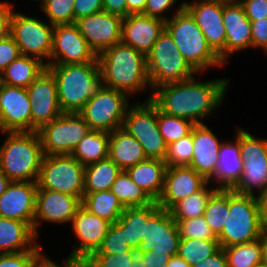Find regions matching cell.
<instances>
[{
  "label": "cell",
  "instance_id": "cell-14",
  "mask_svg": "<svg viewBox=\"0 0 267 267\" xmlns=\"http://www.w3.org/2000/svg\"><path fill=\"white\" fill-rule=\"evenodd\" d=\"M180 239L177 223L170 212L158 207L147 219L144 238L136 252L177 256Z\"/></svg>",
  "mask_w": 267,
  "mask_h": 267
},
{
  "label": "cell",
  "instance_id": "cell-64",
  "mask_svg": "<svg viewBox=\"0 0 267 267\" xmlns=\"http://www.w3.org/2000/svg\"><path fill=\"white\" fill-rule=\"evenodd\" d=\"M207 1L219 2L223 4H234L238 3L240 0H207Z\"/></svg>",
  "mask_w": 267,
  "mask_h": 267
},
{
  "label": "cell",
  "instance_id": "cell-3",
  "mask_svg": "<svg viewBox=\"0 0 267 267\" xmlns=\"http://www.w3.org/2000/svg\"><path fill=\"white\" fill-rule=\"evenodd\" d=\"M47 69L56 80L63 112L78 113L102 85L99 62L49 64Z\"/></svg>",
  "mask_w": 267,
  "mask_h": 267
},
{
  "label": "cell",
  "instance_id": "cell-7",
  "mask_svg": "<svg viewBox=\"0 0 267 267\" xmlns=\"http://www.w3.org/2000/svg\"><path fill=\"white\" fill-rule=\"evenodd\" d=\"M146 60L152 89L163 84L187 80L197 73L182 56L166 29L159 35Z\"/></svg>",
  "mask_w": 267,
  "mask_h": 267
},
{
  "label": "cell",
  "instance_id": "cell-6",
  "mask_svg": "<svg viewBox=\"0 0 267 267\" xmlns=\"http://www.w3.org/2000/svg\"><path fill=\"white\" fill-rule=\"evenodd\" d=\"M185 2L179 5L177 13L165 21V29L172 36L180 53L198 73L210 66L224 63L208 45L207 40L192 16L184 9Z\"/></svg>",
  "mask_w": 267,
  "mask_h": 267
},
{
  "label": "cell",
  "instance_id": "cell-33",
  "mask_svg": "<svg viewBox=\"0 0 267 267\" xmlns=\"http://www.w3.org/2000/svg\"><path fill=\"white\" fill-rule=\"evenodd\" d=\"M81 205L89 212L107 220L111 224L119 220L125 209L111 190L83 193Z\"/></svg>",
  "mask_w": 267,
  "mask_h": 267
},
{
  "label": "cell",
  "instance_id": "cell-58",
  "mask_svg": "<svg viewBox=\"0 0 267 267\" xmlns=\"http://www.w3.org/2000/svg\"><path fill=\"white\" fill-rule=\"evenodd\" d=\"M127 16L130 14H142L147 0H126Z\"/></svg>",
  "mask_w": 267,
  "mask_h": 267
},
{
  "label": "cell",
  "instance_id": "cell-19",
  "mask_svg": "<svg viewBox=\"0 0 267 267\" xmlns=\"http://www.w3.org/2000/svg\"><path fill=\"white\" fill-rule=\"evenodd\" d=\"M31 107L26 88L4 84L0 90L1 132H31Z\"/></svg>",
  "mask_w": 267,
  "mask_h": 267
},
{
  "label": "cell",
  "instance_id": "cell-18",
  "mask_svg": "<svg viewBox=\"0 0 267 267\" xmlns=\"http://www.w3.org/2000/svg\"><path fill=\"white\" fill-rule=\"evenodd\" d=\"M122 20L121 16L101 11L76 20L75 25L98 56L121 42Z\"/></svg>",
  "mask_w": 267,
  "mask_h": 267
},
{
  "label": "cell",
  "instance_id": "cell-16",
  "mask_svg": "<svg viewBox=\"0 0 267 267\" xmlns=\"http://www.w3.org/2000/svg\"><path fill=\"white\" fill-rule=\"evenodd\" d=\"M99 62L75 24L55 25L49 64Z\"/></svg>",
  "mask_w": 267,
  "mask_h": 267
},
{
  "label": "cell",
  "instance_id": "cell-51",
  "mask_svg": "<svg viewBox=\"0 0 267 267\" xmlns=\"http://www.w3.org/2000/svg\"><path fill=\"white\" fill-rule=\"evenodd\" d=\"M252 48H262L267 54V18L250 21Z\"/></svg>",
  "mask_w": 267,
  "mask_h": 267
},
{
  "label": "cell",
  "instance_id": "cell-45",
  "mask_svg": "<svg viewBox=\"0 0 267 267\" xmlns=\"http://www.w3.org/2000/svg\"><path fill=\"white\" fill-rule=\"evenodd\" d=\"M176 223L181 239H217L203 216L178 220Z\"/></svg>",
  "mask_w": 267,
  "mask_h": 267
},
{
  "label": "cell",
  "instance_id": "cell-24",
  "mask_svg": "<svg viewBox=\"0 0 267 267\" xmlns=\"http://www.w3.org/2000/svg\"><path fill=\"white\" fill-rule=\"evenodd\" d=\"M164 29L162 19L130 14L122 20L121 42L147 56Z\"/></svg>",
  "mask_w": 267,
  "mask_h": 267
},
{
  "label": "cell",
  "instance_id": "cell-15",
  "mask_svg": "<svg viewBox=\"0 0 267 267\" xmlns=\"http://www.w3.org/2000/svg\"><path fill=\"white\" fill-rule=\"evenodd\" d=\"M26 89L32 103L31 131H38L63 113L58 101L56 80L48 69Z\"/></svg>",
  "mask_w": 267,
  "mask_h": 267
},
{
  "label": "cell",
  "instance_id": "cell-13",
  "mask_svg": "<svg viewBox=\"0 0 267 267\" xmlns=\"http://www.w3.org/2000/svg\"><path fill=\"white\" fill-rule=\"evenodd\" d=\"M90 131L79 113L63 112L37 132L44 155H71L77 143Z\"/></svg>",
  "mask_w": 267,
  "mask_h": 267
},
{
  "label": "cell",
  "instance_id": "cell-25",
  "mask_svg": "<svg viewBox=\"0 0 267 267\" xmlns=\"http://www.w3.org/2000/svg\"><path fill=\"white\" fill-rule=\"evenodd\" d=\"M221 144L204 123L193 126V153L189 166L207 181L216 171Z\"/></svg>",
  "mask_w": 267,
  "mask_h": 267
},
{
  "label": "cell",
  "instance_id": "cell-65",
  "mask_svg": "<svg viewBox=\"0 0 267 267\" xmlns=\"http://www.w3.org/2000/svg\"><path fill=\"white\" fill-rule=\"evenodd\" d=\"M4 86V80H3V71H0V90Z\"/></svg>",
  "mask_w": 267,
  "mask_h": 267
},
{
  "label": "cell",
  "instance_id": "cell-52",
  "mask_svg": "<svg viewBox=\"0 0 267 267\" xmlns=\"http://www.w3.org/2000/svg\"><path fill=\"white\" fill-rule=\"evenodd\" d=\"M249 21L267 18V0H240Z\"/></svg>",
  "mask_w": 267,
  "mask_h": 267
},
{
  "label": "cell",
  "instance_id": "cell-53",
  "mask_svg": "<svg viewBox=\"0 0 267 267\" xmlns=\"http://www.w3.org/2000/svg\"><path fill=\"white\" fill-rule=\"evenodd\" d=\"M137 256L147 267H166L170 256L162 254H151V252H137Z\"/></svg>",
  "mask_w": 267,
  "mask_h": 267
},
{
  "label": "cell",
  "instance_id": "cell-28",
  "mask_svg": "<svg viewBox=\"0 0 267 267\" xmlns=\"http://www.w3.org/2000/svg\"><path fill=\"white\" fill-rule=\"evenodd\" d=\"M33 228L26 222L0 217V254L43 250ZM34 244V245H33Z\"/></svg>",
  "mask_w": 267,
  "mask_h": 267
},
{
  "label": "cell",
  "instance_id": "cell-34",
  "mask_svg": "<svg viewBox=\"0 0 267 267\" xmlns=\"http://www.w3.org/2000/svg\"><path fill=\"white\" fill-rule=\"evenodd\" d=\"M109 132L91 130L77 143L71 156L82 165L108 158Z\"/></svg>",
  "mask_w": 267,
  "mask_h": 267
},
{
  "label": "cell",
  "instance_id": "cell-43",
  "mask_svg": "<svg viewBox=\"0 0 267 267\" xmlns=\"http://www.w3.org/2000/svg\"><path fill=\"white\" fill-rule=\"evenodd\" d=\"M193 153V128L186 137L167 145V152L164 162L167 167L171 166H189Z\"/></svg>",
  "mask_w": 267,
  "mask_h": 267
},
{
  "label": "cell",
  "instance_id": "cell-5",
  "mask_svg": "<svg viewBox=\"0 0 267 267\" xmlns=\"http://www.w3.org/2000/svg\"><path fill=\"white\" fill-rule=\"evenodd\" d=\"M264 231L260 197L229 189V212L217 237L221 248L255 241Z\"/></svg>",
  "mask_w": 267,
  "mask_h": 267
},
{
  "label": "cell",
  "instance_id": "cell-31",
  "mask_svg": "<svg viewBox=\"0 0 267 267\" xmlns=\"http://www.w3.org/2000/svg\"><path fill=\"white\" fill-rule=\"evenodd\" d=\"M46 69L45 61L20 55L3 70L4 84L27 88Z\"/></svg>",
  "mask_w": 267,
  "mask_h": 267
},
{
  "label": "cell",
  "instance_id": "cell-39",
  "mask_svg": "<svg viewBox=\"0 0 267 267\" xmlns=\"http://www.w3.org/2000/svg\"><path fill=\"white\" fill-rule=\"evenodd\" d=\"M223 249L228 267H254L261 263L262 235L255 241L236 244Z\"/></svg>",
  "mask_w": 267,
  "mask_h": 267
},
{
  "label": "cell",
  "instance_id": "cell-8",
  "mask_svg": "<svg viewBox=\"0 0 267 267\" xmlns=\"http://www.w3.org/2000/svg\"><path fill=\"white\" fill-rule=\"evenodd\" d=\"M127 98L126 93L101 85L78 113L91 130L110 133L123 126L130 106Z\"/></svg>",
  "mask_w": 267,
  "mask_h": 267
},
{
  "label": "cell",
  "instance_id": "cell-41",
  "mask_svg": "<svg viewBox=\"0 0 267 267\" xmlns=\"http://www.w3.org/2000/svg\"><path fill=\"white\" fill-rule=\"evenodd\" d=\"M157 121L159 131L167 145L189 135L195 125L190 120L163 113L158 107Z\"/></svg>",
  "mask_w": 267,
  "mask_h": 267
},
{
  "label": "cell",
  "instance_id": "cell-17",
  "mask_svg": "<svg viewBox=\"0 0 267 267\" xmlns=\"http://www.w3.org/2000/svg\"><path fill=\"white\" fill-rule=\"evenodd\" d=\"M184 4V9L198 24L208 45L225 64L226 31L222 19L223 3L196 0Z\"/></svg>",
  "mask_w": 267,
  "mask_h": 267
},
{
  "label": "cell",
  "instance_id": "cell-22",
  "mask_svg": "<svg viewBox=\"0 0 267 267\" xmlns=\"http://www.w3.org/2000/svg\"><path fill=\"white\" fill-rule=\"evenodd\" d=\"M208 181L190 166L167 167L162 193L156 201L169 210L175 203L200 191Z\"/></svg>",
  "mask_w": 267,
  "mask_h": 267
},
{
  "label": "cell",
  "instance_id": "cell-47",
  "mask_svg": "<svg viewBox=\"0 0 267 267\" xmlns=\"http://www.w3.org/2000/svg\"><path fill=\"white\" fill-rule=\"evenodd\" d=\"M42 257V250L0 254V267H37Z\"/></svg>",
  "mask_w": 267,
  "mask_h": 267
},
{
  "label": "cell",
  "instance_id": "cell-26",
  "mask_svg": "<svg viewBox=\"0 0 267 267\" xmlns=\"http://www.w3.org/2000/svg\"><path fill=\"white\" fill-rule=\"evenodd\" d=\"M222 19L226 31V63L231 54L252 48L251 24L240 2L223 4Z\"/></svg>",
  "mask_w": 267,
  "mask_h": 267
},
{
  "label": "cell",
  "instance_id": "cell-46",
  "mask_svg": "<svg viewBox=\"0 0 267 267\" xmlns=\"http://www.w3.org/2000/svg\"><path fill=\"white\" fill-rule=\"evenodd\" d=\"M137 252H124V254H92L86 259L89 267H128L131 266Z\"/></svg>",
  "mask_w": 267,
  "mask_h": 267
},
{
  "label": "cell",
  "instance_id": "cell-21",
  "mask_svg": "<svg viewBox=\"0 0 267 267\" xmlns=\"http://www.w3.org/2000/svg\"><path fill=\"white\" fill-rule=\"evenodd\" d=\"M110 225L107 220L94 215L81 205L72 219L74 234L80 242L71 251L69 258L88 259L101 246Z\"/></svg>",
  "mask_w": 267,
  "mask_h": 267
},
{
  "label": "cell",
  "instance_id": "cell-61",
  "mask_svg": "<svg viewBox=\"0 0 267 267\" xmlns=\"http://www.w3.org/2000/svg\"><path fill=\"white\" fill-rule=\"evenodd\" d=\"M261 263L267 266V230L262 234Z\"/></svg>",
  "mask_w": 267,
  "mask_h": 267
},
{
  "label": "cell",
  "instance_id": "cell-62",
  "mask_svg": "<svg viewBox=\"0 0 267 267\" xmlns=\"http://www.w3.org/2000/svg\"><path fill=\"white\" fill-rule=\"evenodd\" d=\"M11 183V180L0 171V195L6 191L8 185Z\"/></svg>",
  "mask_w": 267,
  "mask_h": 267
},
{
  "label": "cell",
  "instance_id": "cell-9",
  "mask_svg": "<svg viewBox=\"0 0 267 267\" xmlns=\"http://www.w3.org/2000/svg\"><path fill=\"white\" fill-rule=\"evenodd\" d=\"M122 128L141 144L147 158L164 161L167 144L159 131L157 106L151 100L128 107Z\"/></svg>",
  "mask_w": 267,
  "mask_h": 267
},
{
  "label": "cell",
  "instance_id": "cell-36",
  "mask_svg": "<svg viewBox=\"0 0 267 267\" xmlns=\"http://www.w3.org/2000/svg\"><path fill=\"white\" fill-rule=\"evenodd\" d=\"M111 191L124 207L146 206L155 202L146 191L131 180L125 170H121L117 175Z\"/></svg>",
  "mask_w": 267,
  "mask_h": 267
},
{
  "label": "cell",
  "instance_id": "cell-10",
  "mask_svg": "<svg viewBox=\"0 0 267 267\" xmlns=\"http://www.w3.org/2000/svg\"><path fill=\"white\" fill-rule=\"evenodd\" d=\"M84 168L71 155H44L37 189H49L76 196L84 193Z\"/></svg>",
  "mask_w": 267,
  "mask_h": 267
},
{
  "label": "cell",
  "instance_id": "cell-50",
  "mask_svg": "<svg viewBox=\"0 0 267 267\" xmlns=\"http://www.w3.org/2000/svg\"><path fill=\"white\" fill-rule=\"evenodd\" d=\"M176 1L177 0H147L142 14L167 21L169 18L165 16V13L166 11H170V8H173Z\"/></svg>",
  "mask_w": 267,
  "mask_h": 267
},
{
  "label": "cell",
  "instance_id": "cell-42",
  "mask_svg": "<svg viewBox=\"0 0 267 267\" xmlns=\"http://www.w3.org/2000/svg\"><path fill=\"white\" fill-rule=\"evenodd\" d=\"M124 252H136L125 237V226L118 220L108 228L101 246L93 254H124Z\"/></svg>",
  "mask_w": 267,
  "mask_h": 267
},
{
  "label": "cell",
  "instance_id": "cell-32",
  "mask_svg": "<svg viewBox=\"0 0 267 267\" xmlns=\"http://www.w3.org/2000/svg\"><path fill=\"white\" fill-rule=\"evenodd\" d=\"M158 207L156 201L146 206L125 207L119 221L125 226L126 241L133 250L139 248L147 219Z\"/></svg>",
  "mask_w": 267,
  "mask_h": 267
},
{
  "label": "cell",
  "instance_id": "cell-4",
  "mask_svg": "<svg viewBox=\"0 0 267 267\" xmlns=\"http://www.w3.org/2000/svg\"><path fill=\"white\" fill-rule=\"evenodd\" d=\"M0 147V171L11 181L37 182L44 157L37 131L7 132Z\"/></svg>",
  "mask_w": 267,
  "mask_h": 267
},
{
  "label": "cell",
  "instance_id": "cell-49",
  "mask_svg": "<svg viewBox=\"0 0 267 267\" xmlns=\"http://www.w3.org/2000/svg\"><path fill=\"white\" fill-rule=\"evenodd\" d=\"M103 11V0H75L73 3L74 24L76 20Z\"/></svg>",
  "mask_w": 267,
  "mask_h": 267
},
{
  "label": "cell",
  "instance_id": "cell-29",
  "mask_svg": "<svg viewBox=\"0 0 267 267\" xmlns=\"http://www.w3.org/2000/svg\"><path fill=\"white\" fill-rule=\"evenodd\" d=\"M108 157L121 170L147 159L141 144L122 127L109 133Z\"/></svg>",
  "mask_w": 267,
  "mask_h": 267
},
{
  "label": "cell",
  "instance_id": "cell-55",
  "mask_svg": "<svg viewBox=\"0 0 267 267\" xmlns=\"http://www.w3.org/2000/svg\"><path fill=\"white\" fill-rule=\"evenodd\" d=\"M12 8V5L6 1L0 2V40L9 34V20Z\"/></svg>",
  "mask_w": 267,
  "mask_h": 267
},
{
  "label": "cell",
  "instance_id": "cell-44",
  "mask_svg": "<svg viewBox=\"0 0 267 267\" xmlns=\"http://www.w3.org/2000/svg\"><path fill=\"white\" fill-rule=\"evenodd\" d=\"M37 1V0H35ZM39 1V0H38ZM42 10L52 25L74 24L73 3L75 0H41Z\"/></svg>",
  "mask_w": 267,
  "mask_h": 267
},
{
  "label": "cell",
  "instance_id": "cell-48",
  "mask_svg": "<svg viewBox=\"0 0 267 267\" xmlns=\"http://www.w3.org/2000/svg\"><path fill=\"white\" fill-rule=\"evenodd\" d=\"M21 55L19 47L8 34L0 40V71H3L12 61Z\"/></svg>",
  "mask_w": 267,
  "mask_h": 267
},
{
  "label": "cell",
  "instance_id": "cell-37",
  "mask_svg": "<svg viewBox=\"0 0 267 267\" xmlns=\"http://www.w3.org/2000/svg\"><path fill=\"white\" fill-rule=\"evenodd\" d=\"M208 184L209 183H207L200 191L175 203L168 210L176 222L178 220H186L189 218L203 216L208 199L218 189H208Z\"/></svg>",
  "mask_w": 267,
  "mask_h": 267
},
{
  "label": "cell",
  "instance_id": "cell-56",
  "mask_svg": "<svg viewBox=\"0 0 267 267\" xmlns=\"http://www.w3.org/2000/svg\"><path fill=\"white\" fill-rule=\"evenodd\" d=\"M37 267H89V265L86 260L67 257L64 265L61 266L43 255V257L38 262Z\"/></svg>",
  "mask_w": 267,
  "mask_h": 267
},
{
  "label": "cell",
  "instance_id": "cell-27",
  "mask_svg": "<svg viewBox=\"0 0 267 267\" xmlns=\"http://www.w3.org/2000/svg\"><path fill=\"white\" fill-rule=\"evenodd\" d=\"M239 128L235 141L223 142L220 145L217 168L208 183L216 181L218 189H232L242 176L243 159L240 156ZM214 179V180H213Z\"/></svg>",
  "mask_w": 267,
  "mask_h": 267
},
{
  "label": "cell",
  "instance_id": "cell-23",
  "mask_svg": "<svg viewBox=\"0 0 267 267\" xmlns=\"http://www.w3.org/2000/svg\"><path fill=\"white\" fill-rule=\"evenodd\" d=\"M37 182L11 181L0 195V217L34 226Z\"/></svg>",
  "mask_w": 267,
  "mask_h": 267
},
{
  "label": "cell",
  "instance_id": "cell-54",
  "mask_svg": "<svg viewBox=\"0 0 267 267\" xmlns=\"http://www.w3.org/2000/svg\"><path fill=\"white\" fill-rule=\"evenodd\" d=\"M191 267H228L226 254L221 248L213 256H209L203 261H199L196 265Z\"/></svg>",
  "mask_w": 267,
  "mask_h": 267
},
{
  "label": "cell",
  "instance_id": "cell-63",
  "mask_svg": "<svg viewBox=\"0 0 267 267\" xmlns=\"http://www.w3.org/2000/svg\"><path fill=\"white\" fill-rule=\"evenodd\" d=\"M128 267H147V265L143 264L142 260L138 256H136L131 266Z\"/></svg>",
  "mask_w": 267,
  "mask_h": 267
},
{
  "label": "cell",
  "instance_id": "cell-66",
  "mask_svg": "<svg viewBox=\"0 0 267 267\" xmlns=\"http://www.w3.org/2000/svg\"><path fill=\"white\" fill-rule=\"evenodd\" d=\"M254 267H267L266 265H264V264H262V263H259V264H257L256 266H254Z\"/></svg>",
  "mask_w": 267,
  "mask_h": 267
},
{
  "label": "cell",
  "instance_id": "cell-60",
  "mask_svg": "<svg viewBox=\"0 0 267 267\" xmlns=\"http://www.w3.org/2000/svg\"><path fill=\"white\" fill-rule=\"evenodd\" d=\"M262 203V216L265 230H267V190L260 196Z\"/></svg>",
  "mask_w": 267,
  "mask_h": 267
},
{
  "label": "cell",
  "instance_id": "cell-59",
  "mask_svg": "<svg viewBox=\"0 0 267 267\" xmlns=\"http://www.w3.org/2000/svg\"><path fill=\"white\" fill-rule=\"evenodd\" d=\"M166 267H191V266L183 258L177 255L170 257Z\"/></svg>",
  "mask_w": 267,
  "mask_h": 267
},
{
  "label": "cell",
  "instance_id": "cell-38",
  "mask_svg": "<svg viewBox=\"0 0 267 267\" xmlns=\"http://www.w3.org/2000/svg\"><path fill=\"white\" fill-rule=\"evenodd\" d=\"M229 212V189H217L208 199L203 217L218 237Z\"/></svg>",
  "mask_w": 267,
  "mask_h": 267
},
{
  "label": "cell",
  "instance_id": "cell-11",
  "mask_svg": "<svg viewBox=\"0 0 267 267\" xmlns=\"http://www.w3.org/2000/svg\"><path fill=\"white\" fill-rule=\"evenodd\" d=\"M240 156L243 159L242 176L232 188L239 194L254 195V188L260 197L267 190V139L256 138L239 128Z\"/></svg>",
  "mask_w": 267,
  "mask_h": 267
},
{
  "label": "cell",
  "instance_id": "cell-1",
  "mask_svg": "<svg viewBox=\"0 0 267 267\" xmlns=\"http://www.w3.org/2000/svg\"><path fill=\"white\" fill-rule=\"evenodd\" d=\"M229 79H214L197 82L195 77L156 87L147 100L166 114L203 124V119L222 103Z\"/></svg>",
  "mask_w": 267,
  "mask_h": 267
},
{
  "label": "cell",
  "instance_id": "cell-12",
  "mask_svg": "<svg viewBox=\"0 0 267 267\" xmlns=\"http://www.w3.org/2000/svg\"><path fill=\"white\" fill-rule=\"evenodd\" d=\"M54 25L46 24L36 17L11 12L9 35L19 47L21 55L35 57L49 65L52 51ZM44 58V59H43Z\"/></svg>",
  "mask_w": 267,
  "mask_h": 267
},
{
  "label": "cell",
  "instance_id": "cell-35",
  "mask_svg": "<svg viewBox=\"0 0 267 267\" xmlns=\"http://www.w3.org/2000/svg\"><path fill=\"white\" fill-rule=\"evenodd\" d=\"M121 169L108 157L84 168V193L111 190Z\"/></svg>",
  "mask_w": 267,
  "mask_h": 267
},
{
  "label": "cell",
  "instance_id": "cell-40",
  "mask_svg": "<svg viewBox=\"0 0 267 267\" xmlns=\"http://www.w3.org/2000/svg\"><path fill=\"white\" fill-rule=\"evenodd\" d=\"M221 249L218 239H180L178 256L190 266L196 265Z\"/></svg>",
  "mask_w": 267,
  "mask_h": 267
},
{
  "label": "cell",
  "instance_id": "cell-20",
  "mask_svg": "<svg viewBox=\"0 0 267 267\" xmlns=\"http://www.w3.org/2000/svg\"><path fill=\"white\" fill-rule=\"evenodd\" d=\"M81 199L49 189H37L33 230L38 237V228L42 221L68 223L72 222Z\"/></svg>",
  "mask_w": 267,
  "mask_h": 267
},
{
  "label": "cell",
  "instance_id": "cell-57",
  "mask_svg": "<svg viewBox=\"0 0 267 267\" xmlns=\"http://www.w3.org/2000/svg\"><path fill=\"white\" fill-rule=\"evenodd\" d=\"M103 11L125 18L127 17L126 0H103Z\"/></svg>",
  "mask_w": 267,
  "mask_h": 267
},
{
  "label": "cell",
  "instance_id": "cell-2",
  "mask_svg": "<svg viewBox=\"0 0 267 267\" xmlns=\"http://www.w3.org/2000/svg\"><path fill=\"white\" fill-rule=\"evenodd\" d=\"M102 86L128 96L151 87L146 56L122 42L98 55Z\"/></svg>",
  "mask_w": 267,
  "mask_h": 267
},
{
  "label": "cell",
  "instance_id": "cell-30",
  "mask_svg": "<svg viewBox=\"0 0 267 267\" xmlns=\"http://www.w3.org/2000/svg\"><path fill=\"white\" fill-rule=\"evenodd\" d=\"M166 169L164 161L147 158L125 171L137 186L157 201L163 190Z\"/></svg>",
  "mask_w": 267,
  "mask_h": 267
}]
</instances>
